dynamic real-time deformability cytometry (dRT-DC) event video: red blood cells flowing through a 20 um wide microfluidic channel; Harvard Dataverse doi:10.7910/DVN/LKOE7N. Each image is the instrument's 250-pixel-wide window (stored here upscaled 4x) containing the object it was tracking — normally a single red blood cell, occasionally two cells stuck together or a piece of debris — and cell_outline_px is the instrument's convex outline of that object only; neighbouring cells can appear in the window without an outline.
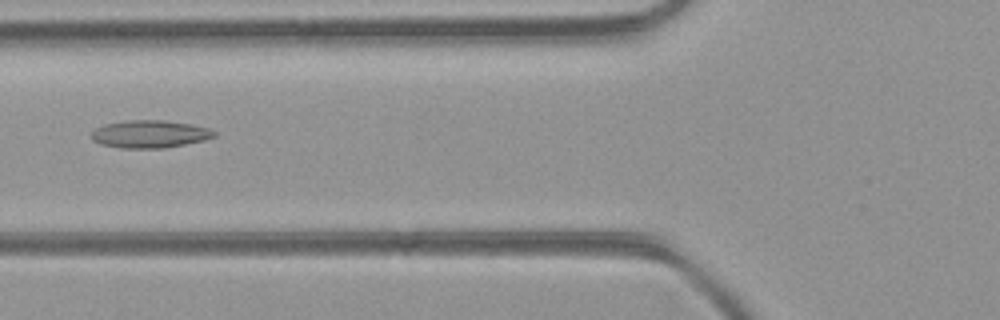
{"species": "common noctule bat (a hibernating species)", "species_latin": "Nyctalus noctula", "temperature_condition": "room temperature", "stored_images_in_passage": 34, "camera_frame_rate_fps": 3000, "um_per_image_px": 0.085, "animal": {"sex": "female", "body_mass_g": 21.9}, "frame": {"image": 1, "passage_image": 9, "time_ms": 2.667, "image_size_px": [1000, 320], "cell_outline_px": [[216, 136], [204, 140], [164, 148], [120, 148], [100, 144], [92, 140], [92, 132], [96, 128], [104, 124], [124, 120], [164, 120], [192, 124], [208, 128], [216, 132]], "centroid_in_image_um": [12.72, 11.39], "position_along_channel_um": 113.1, "area_um2": 19.83}}
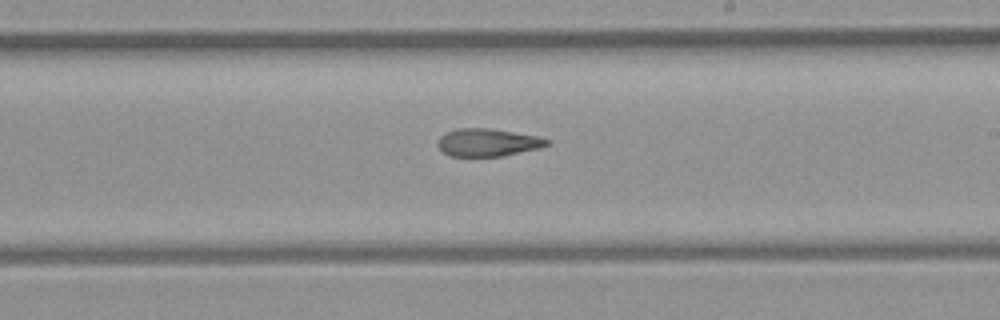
{"frame": {"image": 2, "passage_image": 18, "time_ms": 5.667, "image_size_px": [1000, 320], "cell_outline_px": [[552, 144], [540, 148], [500, 156], [448, 156], [436, 144], [440, 136], [456, 128], [488, 128], [540, 136], [552, 140]], "centroid_in_image_um": [41.5, 12.1], "position_along_channel_um": 247.5, "area_um2": 17.74}}
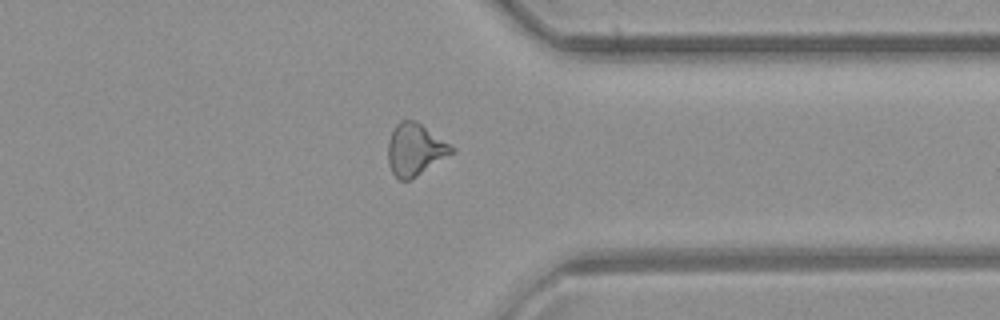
{"frame": {"image": 3, "passage_image": 27, "time_ms": 8.667, "image_size_px": [1000, 320], "cell_outline_px": [[456, 152], [412, 180], [400, 180], [392, 172], [388, 160], [388, 140], [392, 128], [400, 120], [412, 120], [420, 124], [456, 148]], "centroid_in_image_um": [35.29, 12.74], "position_along_channel_um": 376.1, "area_um2": 19.48}, "authors_computed_cell_mechanics": {"area_um2": 18.5538, "velocity_mm_per_s": 4.4663, "shape_relaxation_time_tau1_ms": null, "shape_relaxation_time_tau2_ms": 3.1443, "deformation_change_tau1": null, "deformation_change_tau2": 0.124}}